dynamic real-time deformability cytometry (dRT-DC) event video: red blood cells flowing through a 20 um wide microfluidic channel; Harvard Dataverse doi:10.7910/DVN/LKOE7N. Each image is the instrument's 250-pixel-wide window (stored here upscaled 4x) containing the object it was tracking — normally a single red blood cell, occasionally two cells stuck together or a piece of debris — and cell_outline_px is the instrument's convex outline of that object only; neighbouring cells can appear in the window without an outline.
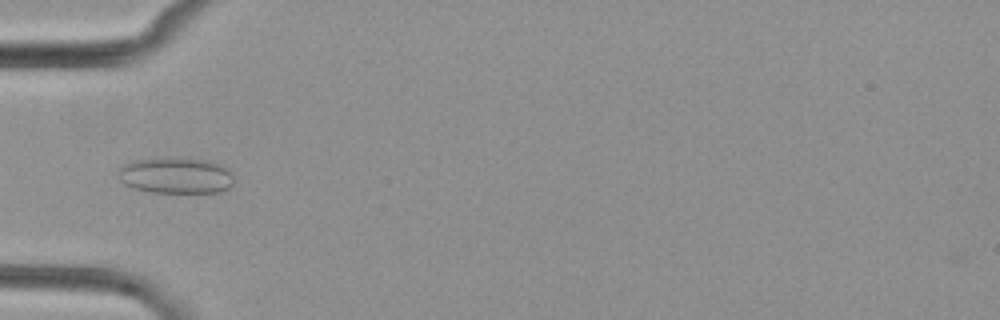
{"species": "common noctule bat (a hibernating species)", "species_latin": "Nyctalus noctula", "temperature_condition": "cold", "stored_images_in_passage": 1, "camera_frame_rate_fps": 3000, "um_per_image_px": 0.085, "animal": {"sex": "female", "body_mass_g": 29.2, "forearm_length_mm": 56.3}, "frame": {"image": 1, "passage_image": 1, "time_ms": 0.0, "image_size_px": [1000, 320], "cell_outline_px": [[232, 184], [228, 188], [220, 192], [152, 192], [132, 188], [124, 184], [120, 180], [120, 168], [124, 164], [132, 160], [156, 156], [164, 156], [204, 160], [220, 164], [228, 168], [232, 172]], "centroid_in_image_um": [14.92, 14.89], "position_along_channel_um": 70.1, "area_um2": 24.68}}